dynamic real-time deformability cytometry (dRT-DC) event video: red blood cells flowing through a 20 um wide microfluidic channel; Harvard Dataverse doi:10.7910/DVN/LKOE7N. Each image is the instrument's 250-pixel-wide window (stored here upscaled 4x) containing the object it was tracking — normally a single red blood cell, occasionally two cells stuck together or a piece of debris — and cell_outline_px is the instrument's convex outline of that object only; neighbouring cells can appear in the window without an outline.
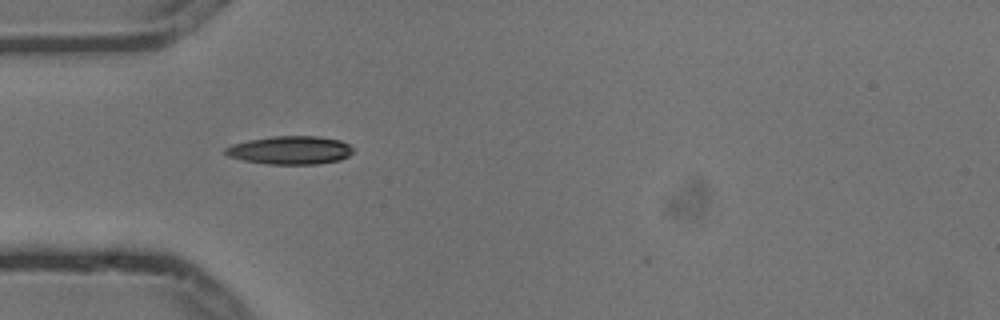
{"species": "common noctule bat (a hibernating species)", "species_latin": "Nyctalus noctula", "temperature_condition": "cold", "stored_images_in_passage": 2, "camera_frame_rate_fps": 3000, "um_per_image_px": 0.085, "animal": {"sex": "male", "body_mass_g": 13.3}, "frame": {"image": 1, "passage_image": 1, "time_ms": 0.0, "image_size_px": [1000, 320], "cell_outline_px": [[352, 152], [348, 156], [340, 160], [316, 164], [268, 164], [244, 160], [228, 156], [224, 152], [224, 148], [232, 144], [248, 140], [272, 136], [320, 136], [340, 140], [348, 144], [352, 148]], "centroid_in_image_um": [24.66, 12.76], "position_along_channel_um": 60.3, "area_um2": 21.04}}
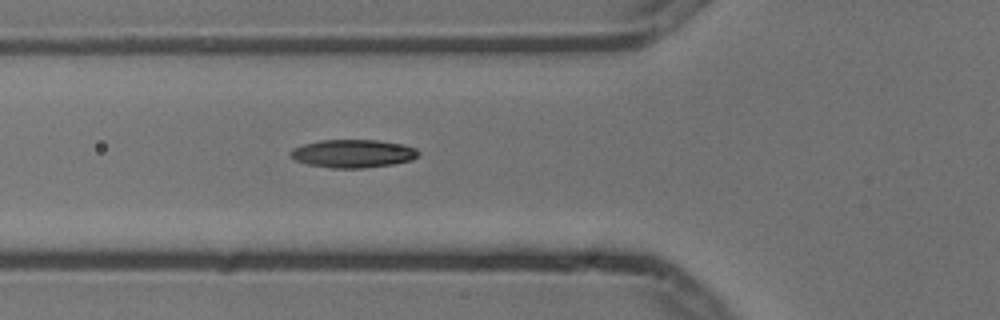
{"frame": {"image": 2, "passage_image": 2, "time_ms": 0.333, "image_size_px": [1000, 320], "cell_outline_px": [[420, 152], [412, 160], [392, 164], [364, 168], [332, 168], [308, 164], [296, 160], [288, 156], [288, 152], [292, 148], [304, 144], [320, 140], [380, 140], [404, 144], [416, 148]], "centroid_in_image_um": [29.99, 13.04], "position_along_channel_um": 95.8, "area_um2": 21.1}}